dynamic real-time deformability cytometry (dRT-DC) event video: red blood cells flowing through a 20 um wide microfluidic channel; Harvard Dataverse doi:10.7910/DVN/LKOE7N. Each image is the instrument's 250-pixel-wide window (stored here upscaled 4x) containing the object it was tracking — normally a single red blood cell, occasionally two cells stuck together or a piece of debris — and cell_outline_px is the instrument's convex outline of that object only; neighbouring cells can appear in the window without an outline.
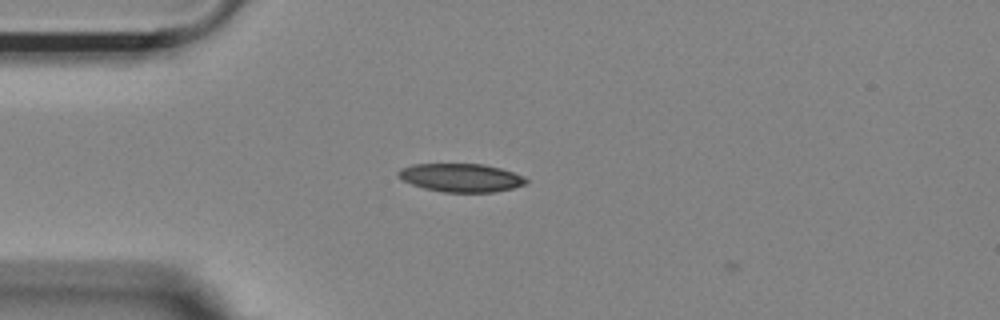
{"species": "Egyptian fruit bat (a non-hibernating species)", "species_latin": "Rousettus aegyptiacus", "temperature_condition": "room temperature", "stored_images_in_passage": 3, "camera_frame_rate_fps": 3000, "um_per_image_px": 0.085, "animal": {"sex": "female"}, "frame": {"image": 1, "passage_image": 2, "time_ms": 0.333, "image_size_px": [1000, 320], "cell_outline_px": [[528, 180], [524, 184], [512, 188], [492, 192], [440, 192], [424, 188], [412, 184], [404, 180], [396, 172], [400, 168], [412, 164], [484, 164], [500, 168], [524, 176]], "centroid_in_image_um": [39.17, 15.1], "position_along_channel_um": 45.8, "area_um2": 20.98}}